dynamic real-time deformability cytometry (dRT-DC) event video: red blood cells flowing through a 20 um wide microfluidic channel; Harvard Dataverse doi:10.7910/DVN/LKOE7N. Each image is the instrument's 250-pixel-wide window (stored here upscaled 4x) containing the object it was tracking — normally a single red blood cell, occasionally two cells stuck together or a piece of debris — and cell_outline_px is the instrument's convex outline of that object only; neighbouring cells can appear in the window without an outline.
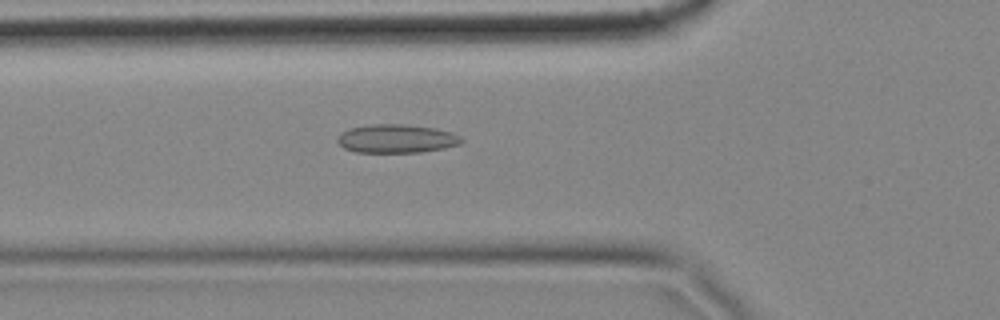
{"species": "common noctule bat (a hibernating species)", "species_latin": "Nyctalus noctula", "temperature_condition": "cold", "stored_images_in_passage": 56, "camera_frame_rate_fps": 3000, "um_per_image_px": 0.085, "animal": {"sex": "female", "body_mass_g": 18.4}, "frame": {"image": 1, "passage_image": 19, "time_ms": 6.0, "image_size_px": [1000, 320], "cell_outline_px": [[464, 140], [460, 144], [444, 148], [420, 152], [356, 152], [344, 148], [336, 140], [340, 132], [348, 128], [372, 124], [408, 124], [436, 128], [452, 132], [460, 136]], "centroid_in_image_um": [33.7, 11.77], "position_along_channel_um": 92.1, "area_um2": 20.81}}
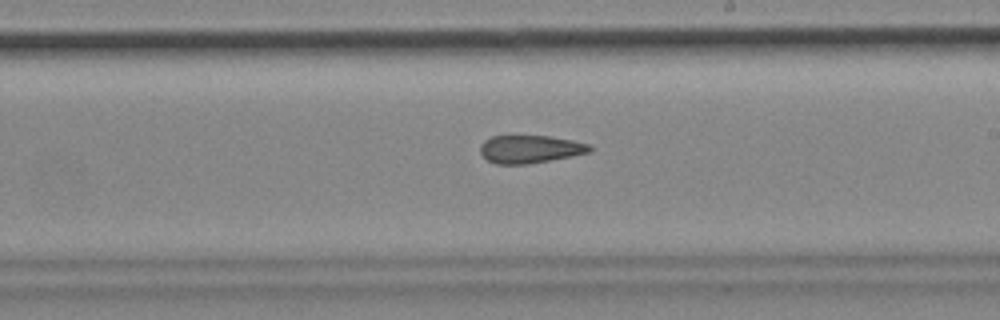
{"frame": {"image": 2, "passage_image": 32, "time_ms": 10.333, "image_size_px": [1000, 320], "cell_outline_px": [[592, 148], [588, 152], [572, 156], [528, 164], [496, 164], [488, 160], [480, 152], [480, 144], [484, 140], [492, 136], [548, 136], [572, 140], [588, 144]], "centroid_in_image_um": [45.02, 12.67], "position_along_channel_um": 244.0, "area_um2": 17.63}}
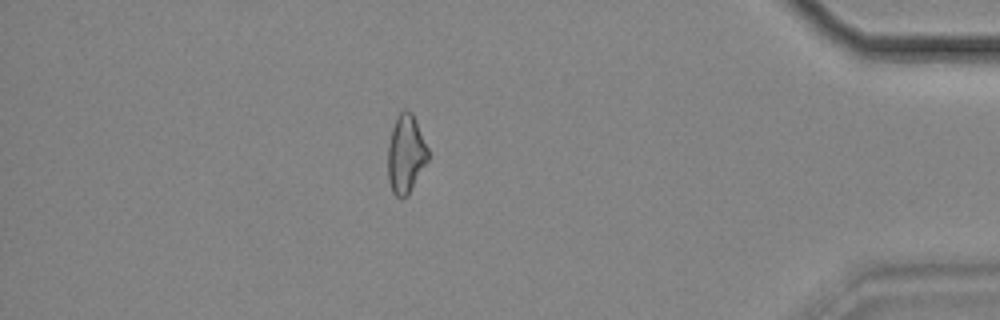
{"frame": {"image": 3, "passage_image": 49, "time_ms": 16.0, "image_size_px": [1000, 320], "cell_outline_px": [[428, 160], [408, 196], [404, 200], [400, 200], [392, 192], [388, 180], [388, 144], [392, 128], [396, 116], [404, 108], [408, 108], [412, 112], [416, 120], [428, 148]], "centroid_in_image_um": [34.49, 13.11], "position_along_channel_um": 400.7, "area_um2": 18.73}, "authors_computed_cell_mechanics": {"area_um2": 19.1896, "velocity_mm_per_s": 3.4995, "shape_relaxation_time_tau1_ms": null, "shape_relaxation_time_tau2_ms": 3.0339, "deformation_change_tau1": null, "deformation_change_tau2": 0.1051}}